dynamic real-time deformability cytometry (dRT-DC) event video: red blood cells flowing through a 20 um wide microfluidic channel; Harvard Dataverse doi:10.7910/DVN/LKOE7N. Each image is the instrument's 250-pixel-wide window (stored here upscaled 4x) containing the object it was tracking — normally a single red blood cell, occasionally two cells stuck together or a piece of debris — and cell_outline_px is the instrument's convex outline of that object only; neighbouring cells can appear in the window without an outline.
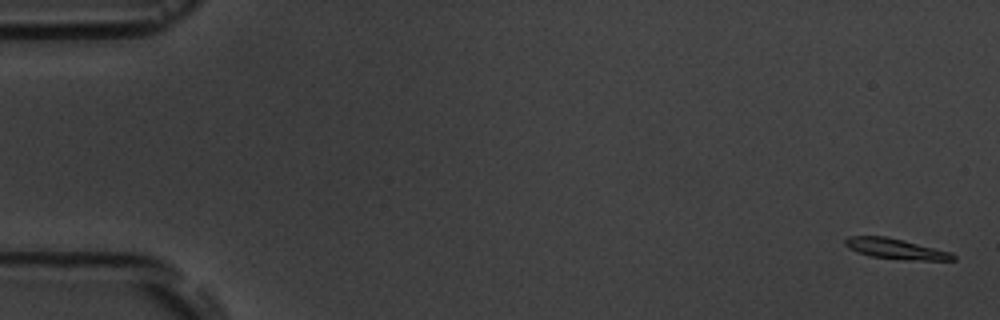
{"species": "common noctule bat (a hibernating species)", "species_latin": "Nyctalus noctula", "temperature_condition": "room temperature", "stored_images_in_passage": 11, "camera_frame_rate_fps": 3000, "um_per_image_px": 0.085, "animal": {"sex": "male", "body_mass_g": 19.5, "forearm_length_mm": 54.6}, "frame": {"image": 1, "passage_image": 1, "time_ms": 0.0, "image_size_px": [1000, 320], "cell_outline_px": [[956, 260], [912, 260], [872, 256], [856, 252], [848, 248], [844, 244], [844, 240], [848, 236], [884, 236], [904, 240], [952, 252], [956, 256]], "centroid_in_image_um": [76.14, 21.14], "position_along_channel_um": 8.9, "area_um2": 12.83}}
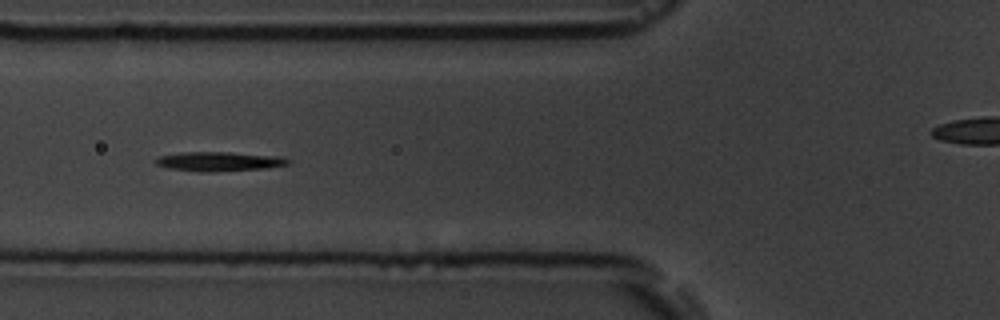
{"frame": {"image": 2, "passage_image": 7, "time_ms": 6.667, "image_size_px": [1000, 320], "cell_outline_px": [[292, 160], [288, 164], [268, 168], [212, 172], [200, 172], [168, 168], [156, 164], [156, 160], [160, 156], [184, 152], [228, 152], [284, 156]], "centroid_in_image_um": [18.71, 13.72], "position_along_channel_um": 107.1, "area_um2": 15.03}}
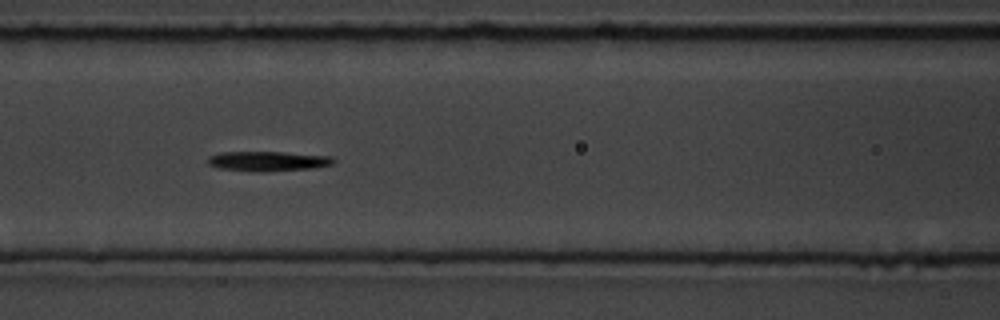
{"frame": {"image": 3, "passage_image": 8, "time_ms": 7.667, "image_size_px": [1000, 320], "cell_outline_px": [[336, 160], [332, 164], [312, 168], [260, 172], [256, 172], [216, 168], [208, 164], [208, 156], [220, 152], [284, 152], [332, 156]], "centroid_in_image_um": [22.74, 13.7], "position_along_channel_um": 143.9, "area_um2": 14.62}}